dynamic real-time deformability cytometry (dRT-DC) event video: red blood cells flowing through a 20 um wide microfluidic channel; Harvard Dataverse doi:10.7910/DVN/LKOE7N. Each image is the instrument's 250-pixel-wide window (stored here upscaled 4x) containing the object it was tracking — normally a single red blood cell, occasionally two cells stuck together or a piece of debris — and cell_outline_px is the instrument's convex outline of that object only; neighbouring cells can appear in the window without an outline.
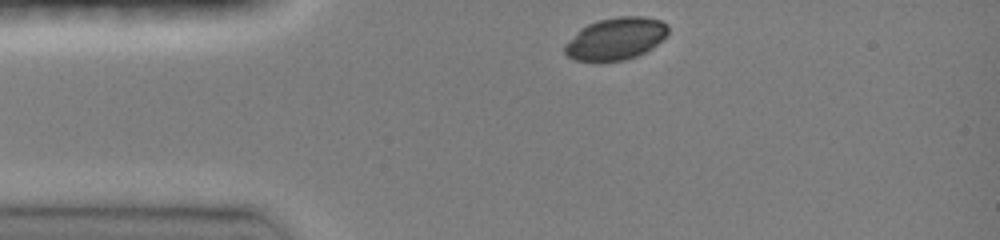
{"species": "common noctule bat (a hibernating species)", "species_latin": "Nyctalus noctula", "temperature_condition": "room temperature", "stored_images_in_passage": 34, "camera_frame_rate_fps": 3000, "um_per_image_px": 0.085, "animal": {"sex": "female", "body_mass_g": 19.0, "forearm_length_mm": 51.5}, "frame": {"image": 1, "passage_image": 1, "time_ms": 0.0, "image_size_px": [1000, 240], "cell_outline_px": [[668, 32], [652, 48], [636, 56], [624, 60], [576, 60], [568, 56], [564, 52], [564, 44], [580, 28], [588, 24], [600, 20], [620, 16], [644, 16], [660, 20], [668, 24]], "centroid_in_image_um": [52.33, 3.27], "position_along_channel_um": 32.7, "area_um2": 25.09}}
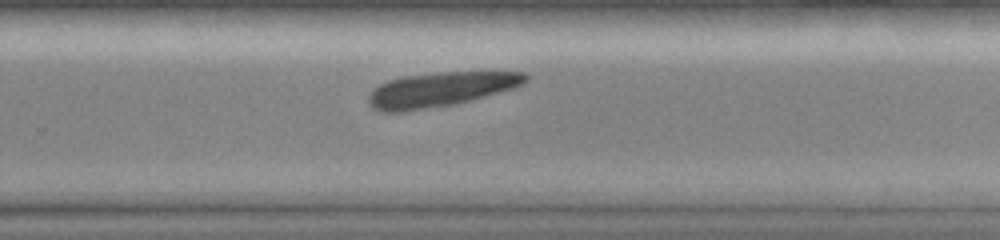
{"frame": {"image": 2, "passage_image": 23, "time_ms": 7.333, "image_size_px": [1000, 240], "cell_outline_px": [[528, 80], [512, 88], [468, 100], [452, 104], [400, 112], [380, 112], [372, 108], [368, 104], [368, 96], [380, 84], [388, 80], [408, 76], [448, 72], [524, 72], [528, 76]], "centroid_in_image_um": [37.38, 7.61], "position_along_channel_um": 292.4, "area_um2": 30.69}}
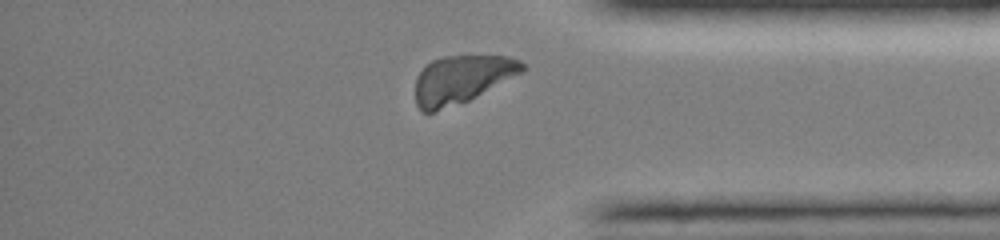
{"frame": {"image": 3, "passage_image": 31, "time_ms": 10.0, "image_size_px": [1000, 240], "cell_outline_px": [[528, 68], [524, 72], [468, 100], [432, 112], [420, 112], [416, 104], [416, 76], [432, 60], [444, 56], [508, 56], [520, 60]], "centroid_in_image_um": [39.27, 6.73], "position_along_channel_um": 395.9, "area_um2": 29.71}}